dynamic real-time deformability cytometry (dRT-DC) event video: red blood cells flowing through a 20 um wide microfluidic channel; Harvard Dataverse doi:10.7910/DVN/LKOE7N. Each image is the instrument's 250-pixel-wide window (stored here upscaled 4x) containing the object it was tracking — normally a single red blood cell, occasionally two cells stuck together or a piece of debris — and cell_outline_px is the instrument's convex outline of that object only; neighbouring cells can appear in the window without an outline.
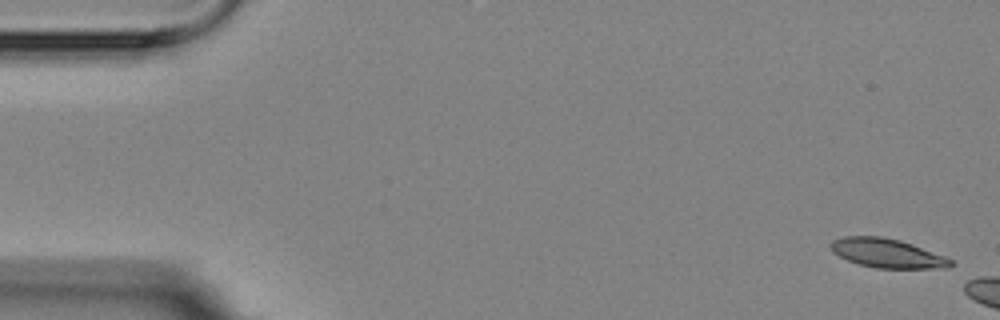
{"species": "Egyptian fruit bat (a non-hibernating species)", "species_latin": "Rousettus aegyptiacus", "temperature_condition": "room temperature", "stored_images_in_passage": 3, "camera_frame_rate_fps": 3000, "um_per_image_px": 0.085, "animal": {"sex": "female"}, "frame": {"image": 1, "passage_image": 1, "time_ms": 0.0, "image_size_px": [1000, 320], "cell_outline_px": [[956, 264], [948, 268], [876, 268], [860, 264], [848, 260], [832, 252], [832, 240], [844, 236], [880, 236], [900, 240], [912, 244], [944, 256], [952, 260]], "centroid_in_image_um": [75.44, 21.52], "position_along_channel_um": 9.6, "area_um2": 20.17}}